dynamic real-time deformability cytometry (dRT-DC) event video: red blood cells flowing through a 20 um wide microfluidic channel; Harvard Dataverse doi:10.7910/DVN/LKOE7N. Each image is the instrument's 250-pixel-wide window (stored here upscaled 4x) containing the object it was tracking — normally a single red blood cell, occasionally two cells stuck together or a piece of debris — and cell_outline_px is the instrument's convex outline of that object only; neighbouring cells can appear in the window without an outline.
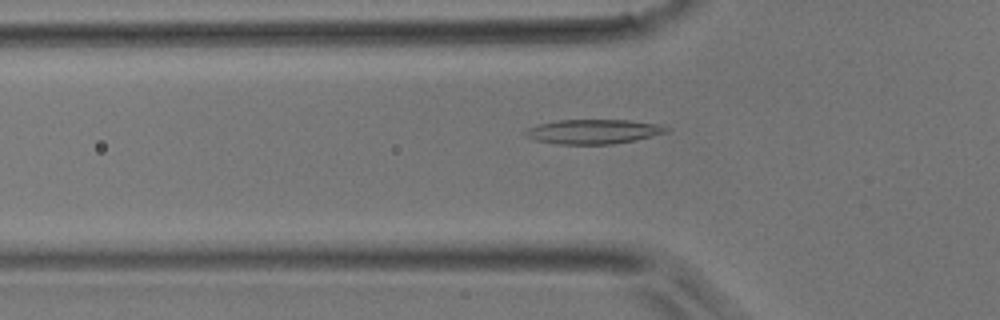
{"species": "common noctule bat (a hibernating species)", "species_latin": "Nyctalus noctula", "temperature_condition": "room temperature", "stored_images_in_passage": 47, "camera_frame_rate_fps": 3000, "um_per_image_px": 0.085, "animal": {"sex": "male", "body_mass_g": 17.9}, "frame": {"image": 1, "passage_image": 15, "time_ms": 4.667, "image_size_px": [1000, 320], "cell_outline_px": [[672, 128], [668, 132], [632, 140], [612, 144], [560, 144], [532, 140], [524, 132], [528, 128], [540, 124], [556, 120], [628, 120], [660, 124]], "centroid_in_image_um": [50.45, 11.18], "position_along_channel_um": 75.3, "area_um2": 20.0}}
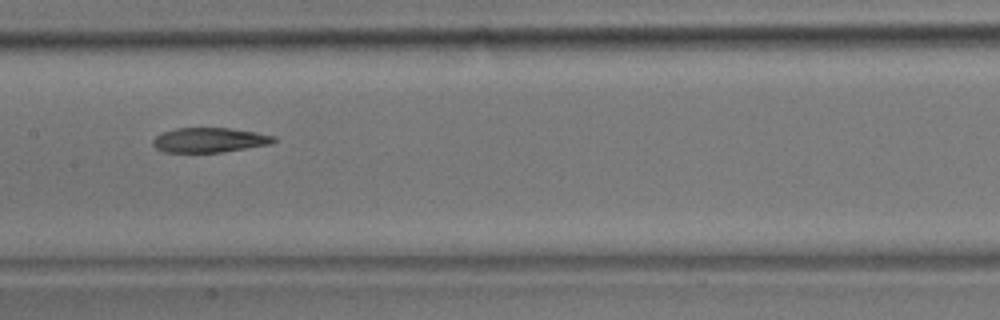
{"frame": {"image": 2, "passage_image": 23, "time_ms": 7.333, "image_size_px": [1000, 320], "cell_outline_px": [[276, 140], [268, 144], [220, 152], [164, 152], [156, 148], [152, 144], [152, 140], [156, 136], [164, 132], [176, 128], [228, 128], [256, 132], [276, 136]], "centroid_in_image_um": [17.77, 11.9], "position_along_channel_um": 189.6, "area_um2": 17.17}}
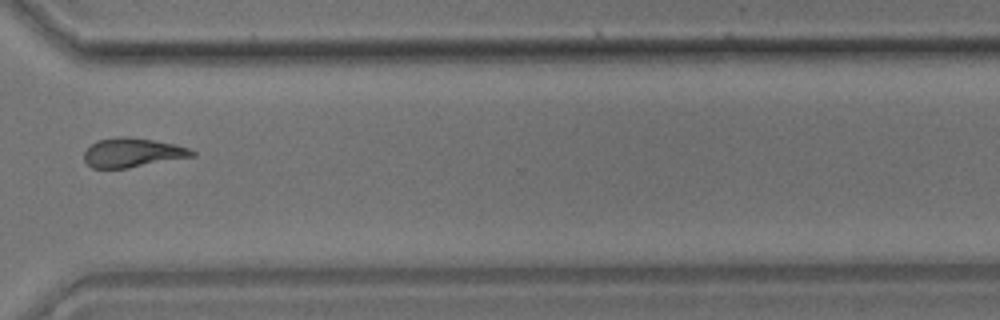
{"frame": {"image": 3, "passage_image": 35, "time_ms": 11.333, "image_size_px": [1000, 320], "cell_outline_px": [[196, 156], [128, 168], [92, 168], [84, 160], [84, 152], [96, 140], [120, 136], [128, 136], [176, 144], [188, 148], [196, 152]], "centroid_in_image_um": [11.27, 12.97], "position_along_channel_um": 359.3, "area_um2": 18.44}}